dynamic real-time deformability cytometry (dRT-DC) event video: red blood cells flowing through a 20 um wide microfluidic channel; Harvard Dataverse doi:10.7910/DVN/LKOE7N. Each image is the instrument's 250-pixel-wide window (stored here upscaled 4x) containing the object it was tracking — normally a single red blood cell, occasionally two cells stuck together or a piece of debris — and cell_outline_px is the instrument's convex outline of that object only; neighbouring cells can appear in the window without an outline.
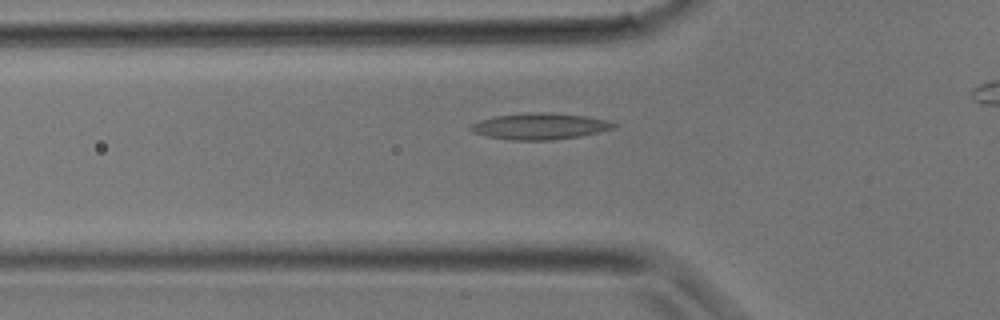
{"species": "common noctule bat (a hibernating species)", "species_latin": "Nyctalus noctula", "temperature_condition": "room temperature", "stored_images_in_passage": 24, "camera_frame_rate_fps": 3000, "um_per_image_px": 0.085, "animal": {"sex": "male", "body_mass_g": 17.9}, "frame": {"image": 1, "passage_image": 8, "time_ms": 2.333, "image_size_px": [1000, 320], "cell_outline_px": [[620, 124], [616, 128], [600, 132], [580, 136], [552, 140], [508, 140], [488, 136], [472, 132], [468, 128], [468, 124], [480, 120], [496, 116], [536, 112], [548, 112], [584, 116], [608, 120]], "centroid_in_image_um": [45.91, 10.74], "position_along_channel_um": 79.9, "area_um2": 22.08}}
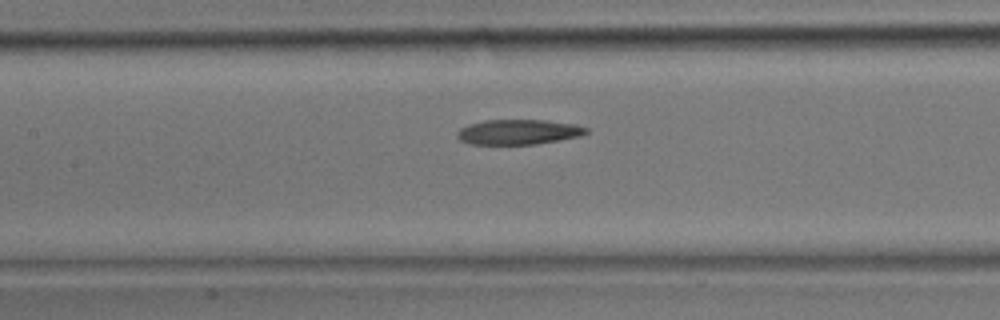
{"frame": {"image": 2, "passage_image": 12, "time_ms": 3.667, "image_size_px": [1000, 320], "cell_outline_px": [[588, 132], [580, 136], [560, 140], [536, 144], [468, 144], [460, 140], [456, 136], [456, 132], [460, 128], [468, 124], [484, 120], [544, 120], [576, 124], [588, 128]], "centroid_in_image_um": [44.04, 11.22], "position_along_channel_um": 163.4, "area_um2": 18.96}}
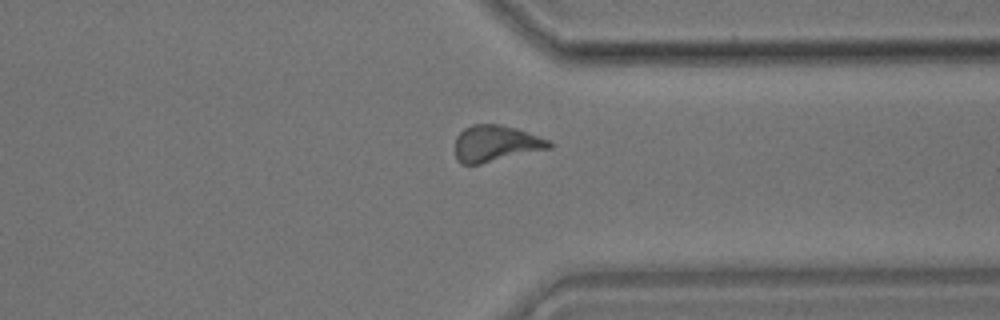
{"frame": {"image": 3, "passage_image": 22, "time_ms": 7.0, "image_size_px": [1000, 320], "cell_outline_px": [[556, 144], [552, 148], [480, 164], [460, 164], [456, 160], [456, 136], [464, 128], [472, 124], [500, 124], [516, 128], [552, 140]], "centroid_in_image_um": [42.19, 12.19], "position_along_channel_um": 369.2, "area_um2": 20.23}}